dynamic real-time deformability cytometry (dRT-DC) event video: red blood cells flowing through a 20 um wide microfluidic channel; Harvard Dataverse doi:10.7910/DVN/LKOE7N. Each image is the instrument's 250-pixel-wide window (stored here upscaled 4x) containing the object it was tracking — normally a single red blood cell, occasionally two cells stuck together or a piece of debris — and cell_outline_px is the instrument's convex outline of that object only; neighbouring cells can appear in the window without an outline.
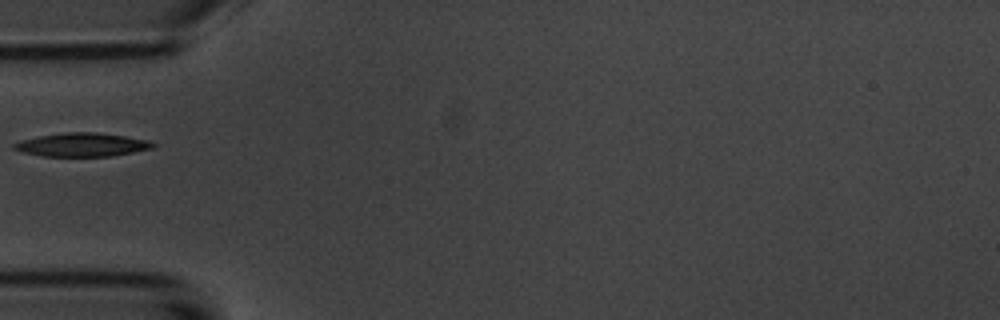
{"species": "common noctule bat (a hibernating species)", "species_latin": "Nyctalus noctula", "temperature_condition": "room temperature", "stored_images_in_passage": 1, "camera_frame_rate_fps": 3000, "um_per_image_px": 0.085, "animal": {"sex": "male", "body_mass_g": 20.1, "forearm_length_mm": 53.5}, "frame": {"image": 1, "passage_image": 1, "time_ms": 0.0, "image_size_px": [1000, 320], "cell_outline_px": [[156, 144], [152, 148], [112, 156], [44, 156], [24, 152], [12, 148], [12, 144], [20, 140], [40, 136], [64, 132], [96, 132], [124, 136], [148, 140]], "centroid_in_image_um": [6.96, 12.3], "position_along_channel_um": 78.0, "area_um2": 18.9}}